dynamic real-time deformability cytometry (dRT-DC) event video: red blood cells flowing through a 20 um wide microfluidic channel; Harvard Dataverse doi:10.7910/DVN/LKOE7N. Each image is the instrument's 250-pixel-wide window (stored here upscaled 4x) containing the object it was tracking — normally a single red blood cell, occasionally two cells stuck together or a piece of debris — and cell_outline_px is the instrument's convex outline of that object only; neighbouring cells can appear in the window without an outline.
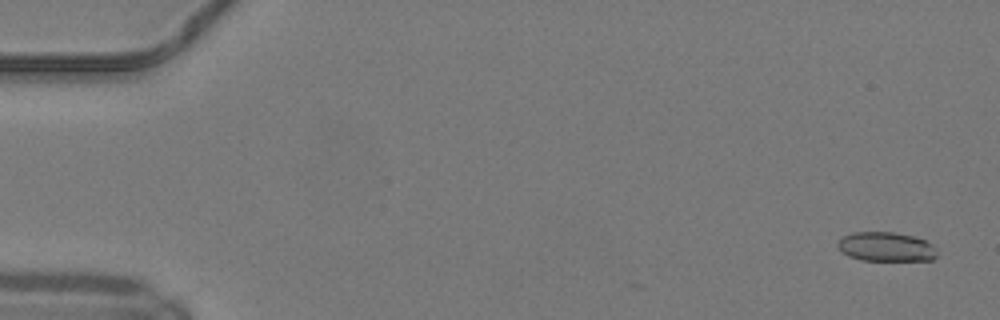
{"species": "common noctule bat (a hibernating species)", "species_latin": "Nyctalus noctula", "temperature_condition": "warm", "stored_images_in_passage": 5, "camera_frame_rate_fps": 3000, "um_per_image_px": 0.085, "animal": {"sex": "male", "body_mass_g": 19.2, "forearm_length_mm": 51.8}, "frame": {"image": 1, "passage_image": 3, "time_ms": 0.667, "image_size_px": [1000, 320], "cell_outline_px": [[936, 256], [932, 260], [860, 260], [848, 256], [836, 244], [844, 236], [852, 232], [892, 232], [912, 236], [924, 240], [936, 252]], "centroid_in_image_um": [75.27, 20.98], "position_along_channel_um": 9.7, "area_um2": 16.53}}